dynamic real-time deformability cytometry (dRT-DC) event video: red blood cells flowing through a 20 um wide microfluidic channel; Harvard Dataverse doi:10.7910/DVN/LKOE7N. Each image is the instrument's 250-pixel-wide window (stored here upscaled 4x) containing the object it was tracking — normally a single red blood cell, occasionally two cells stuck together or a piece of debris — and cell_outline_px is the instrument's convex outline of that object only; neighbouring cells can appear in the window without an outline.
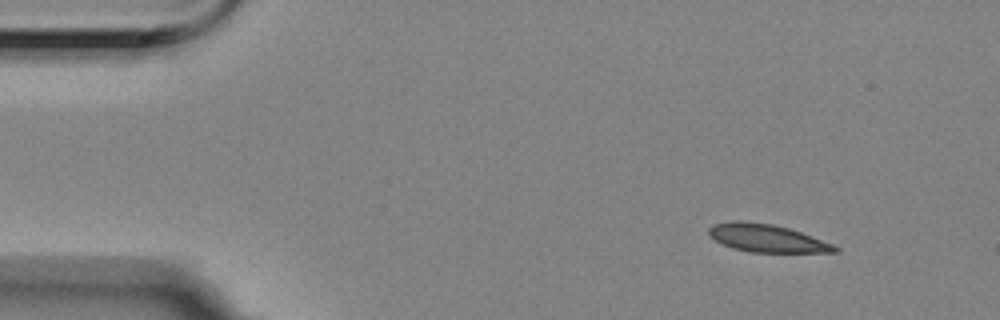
{"species": "Egyptian fruit bat (a non-hibernating species)", "species_latin": "Rousettus aegyptiacus", "temperature_condition": "room temperature", "stored_images_in_passage": 42, "camera_frame_rate_fps": 3000, "um_per_image_px": 0.085, "animal": {"sex": "female"}, "frame": {"image": 1, "passage_image": 1, "time_ms": 0.0, "image_size_px": [1000, 320], "cell_outline_px": [[840, 252], [748, 252], [732, 248], [708, 236], [708, 228], [712, 224], [736, 220], [772, 224], [788, 228], [800, 232], [832, 244], [840, 248]], "centroid_in_image_um": [65.14, 20.25], "position_along_channel_um": 19.9, "area_um2": 20.29}}
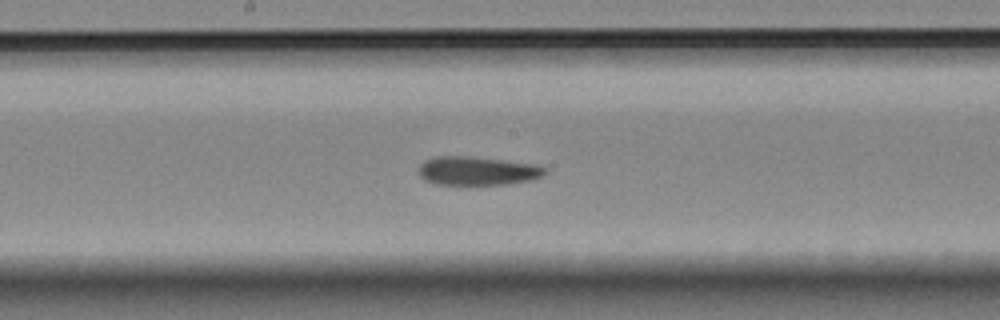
{"frame": {"image": 2, "passage_image": 24, "time_ms": 7.667, "image_size_px": [1000, 320], "cell_outline_px": [[548, 172], [532, 180], [504, 184], [436, 184], [424, 180], [420, 176], [420, 164], [424, 160], [436, 156], [464, 156], [536, 164], [548, 168]], "centroid_in_image_um": [40.59, 14.52], "position_along_channel_um": 207.6, "area_um2": 20.92}}
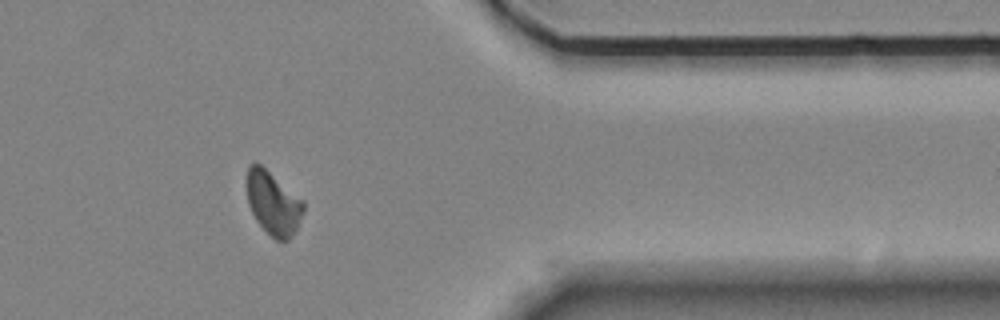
{"frame": {"image": 3, "passage_image": 41, "time_ms": 13.333, "image_size_px": [1000, 320], "cell_outline_px": [[304, 212], [292, 236], [288, 240], [276, 240], [256, 220], [248, 204], [244, 184], [244, 180], [248, 164], [256, 160], [304, 200]], "centroid_in_image_um": [23.17, 17.18], "position_along_channel_um": 388.2, "area_um2": 21.44}, "authors_computed_cell_mechanics": {"area_um2": 21.4438, "velocity_mm_per_s": 3.5043, "shape_relaxation_time_tau1_ms": 7.8328, "shape_relaxation_time_tau2_ms": 2.2784, "deformation_change_tau1": 0.1604, "deformation_change_tau2": 0.0811}}